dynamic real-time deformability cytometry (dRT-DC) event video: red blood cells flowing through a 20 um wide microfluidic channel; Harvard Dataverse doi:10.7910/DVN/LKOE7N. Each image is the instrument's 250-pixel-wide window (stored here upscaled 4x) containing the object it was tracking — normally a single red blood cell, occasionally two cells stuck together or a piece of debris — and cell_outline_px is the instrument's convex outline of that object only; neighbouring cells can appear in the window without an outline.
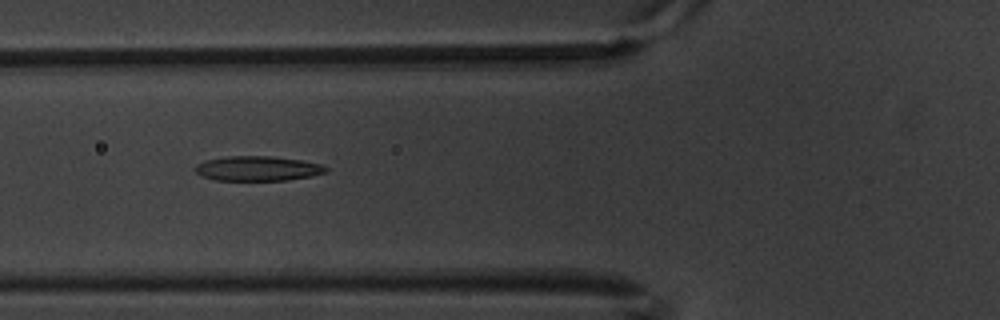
{"species": "common noctule bat (a hibernating species)", "species_latin": "Nyctalus noctula", "temperature_condition": "warm", "stored_images_in_passage": 3, "camera_frame_rate_fps": 3000, "um_per_image_px": 0.085, "animal": {"sex": "male", "body_mass_g": 20.1, "forearm_length_mm": 53.5}, "frame": {"image": 1, "passage_image": 3, "time_ms": 0.667, "image_size_px": [1000, 320], "cell_outline_px": [[328, 172], [312, 176], [288, 180], [212, 180], [200, 176], [192, 168], [196, 164], [204, 160], [224, 156], [268, 156], [300, 160], [324, 164], [328, 168]], "centroid_in_image_um": [21.87, 14.32], "position_along_channel_um": 103.9, "area_um2": 19.19}}